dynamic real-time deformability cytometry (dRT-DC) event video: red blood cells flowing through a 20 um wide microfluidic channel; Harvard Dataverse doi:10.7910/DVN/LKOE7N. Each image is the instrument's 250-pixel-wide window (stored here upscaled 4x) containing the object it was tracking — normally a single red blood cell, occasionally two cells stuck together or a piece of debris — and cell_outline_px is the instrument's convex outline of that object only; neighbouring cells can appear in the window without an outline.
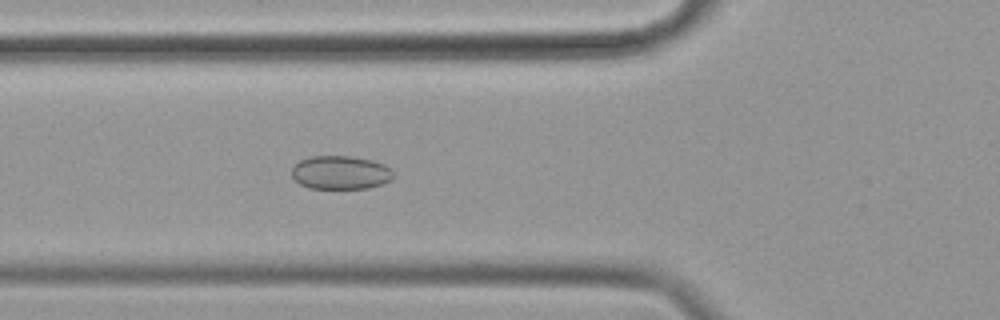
{"species": "common noctule bat (a hibernating species)", "species_latin": "Nyctalus noctula", "temperature_condition": "cold", "stored_images_in_passage": 43, "camera_frame_rate_fps": 3000, "um_per_image_px": 0.085, "animal": {"sex": "female", "body_mass_g": 19.9}, "frame": {"image": 1, "passage_image": 6, "time_ms": 1.667, "image_size_px": [1000, 320], "cell_outline_px": [[392, 180], [368, 188], [308, 188], [300, 184], [292, 176], [292, 168], [300, 160], [308, 156], [352, 156], [372, 160], [384, 164], [392, 168]], "centroid_in_image_um": [28.94, 14.65], "position_along_channel_um": 96.9, "area_um2": 19.88}}
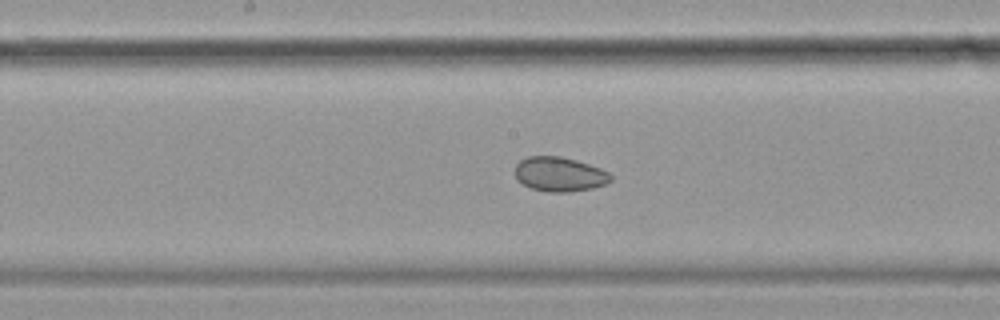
{"frame": {"image": 2, "passage_image": 15, "time_ms": 4.667, "image_size_px": [1000, 320], "cell_outline_px": [[612, 180], [604, 184], [592, 188], [568, 192], [548, 192], [532, 188], [516, 180], [516, 164], [520, 160], [528, 156], [560, 156], [576, 160], [600, 168], [608, 172], [612, 176]], "centroid_in_image_um": [47.55, 14.8], "position_along_channel_um": 200.6, "area_um2": 19.13}}
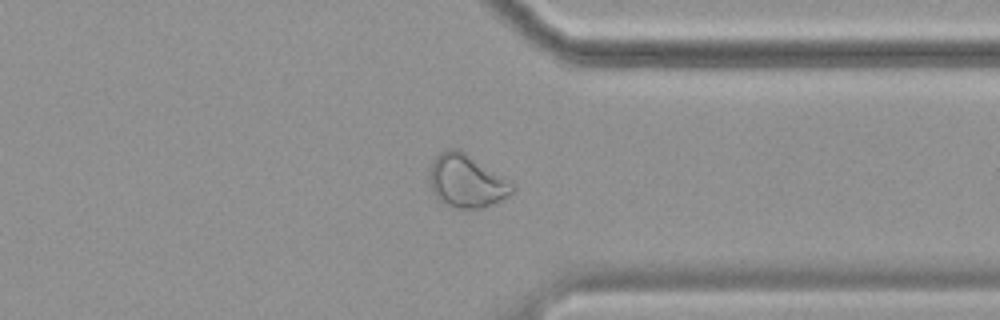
{"frame": {"image": 3, "passage_image": 30, "time_ms": 9.667, "image_size_px": [1000, 320], "cell_outline_px": [[516, 188], [508, 196], [492, 204], [480, 208], [456, 208], [444, 204], [432, 192], [432, 160], [440, 152], [448, 148], [460, 148], [512, 184]], "centroid_in_image_um": [39.65, 15.38], "position_along_channel_um": 371.8, "area_um2": 24.91}, "authors_computed_cell_mechanics": {"area_um2": 20.4612, "velocity_mm_per_s": 3.4578, "shape_relaxation_time_tau1_ms": null, "shape_relaxation_time_tau2_ms": 9.0577, "deformation_change_tau1": null, "deformation_change_tau2": 0.0991}}